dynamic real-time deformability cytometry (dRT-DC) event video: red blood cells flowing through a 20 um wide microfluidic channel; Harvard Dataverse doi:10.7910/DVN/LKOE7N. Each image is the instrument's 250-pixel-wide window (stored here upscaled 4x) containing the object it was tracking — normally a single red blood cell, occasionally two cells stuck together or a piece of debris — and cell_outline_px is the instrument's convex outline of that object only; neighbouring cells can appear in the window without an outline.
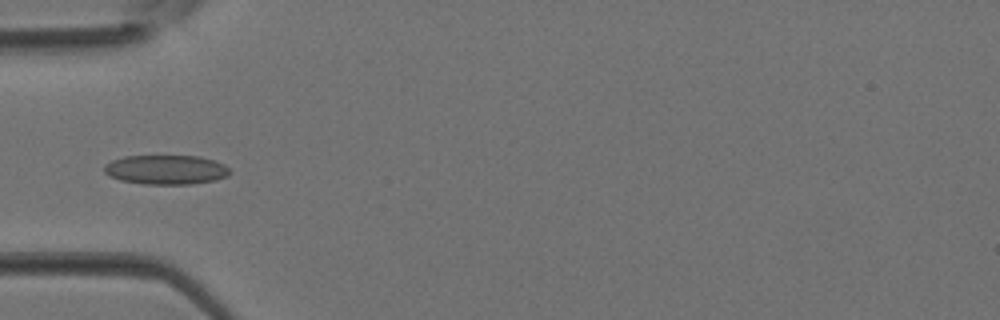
{"species": "Egyptian fruit bat (a non-hibernating species)", "species_latin": "Rousettus aegyptiacus", "temperature_condition": "room temperature", "stored_images_in_passage": 3, "camera_frame_rate_fps": 3000, "um_per_image_px": 0.085, "animal": {"sex": "female"}, "frame": {"image": 1, "passage_image": 3, "time_ms": 0.667, "image_size_px": [1000, 320], "cell_outline_px": [[232, 172], [228, 176], [216, 180], [192, 184], [144, 184], [120, 180], [108, 176], [104, 172], [104, 164], [112, 160], [124, 156], [200, 156], [216, 160], [224, 164]], "centroid_in_image_um": [14.12, 14.42], "position_along_channel_um": 70.9, "area_um2": 21.79}}